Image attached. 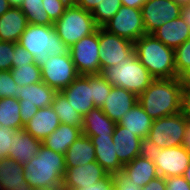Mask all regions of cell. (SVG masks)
I'll use <instances>...</instances> for the list:
<instances>
[{
	"label": "cell",
	"instance_id": "6da1fadb",
	"mask_svg": "<svg viewBox=\"0 0 190 190\" xmlns=\"http://www.w3.org/2000/svg\"><path fill=\"white\" fill-rule=\"evenodd\" d=\"M138 102L152 119L176 114L182 111V83L178 77L154 79Z\"/></svg>",
	"mask_w": 190,
	"mask_h": 190
},
{
	"label": "cell",
	"instance_id": "7a4b0ae2",
	"mask_svg": "<svg viewBox=\"0 0 190 190\" xmlns=\"http://www.w3.org/2000/svg\"><path fill=\"white\" fill-rule=\"evenodd\" d=\"M66 171L65 155L41 145L37 154L24 165V177L33 190L60 187Z\"/></svg>",
	"mask_w": 190,
	"mask_h": 190
},
{
	"label": "cell",
	"instance_id": "3957f363",
	"mask_svg": "<svg viewBox=\"0 0 190 190\" xmlns=\"http://www.w3.org/2000/svg\"><path fill=\"white\" fill-rule=\"evenodd\" d=\"M139 61L155 79L177 77L174 49L164 45L152 34H145L134 42Z\"/></svg>",
	"mask_w": 190,
	"mask_h": 190
},
{
	"label": "cell",
	"instance_id": "277c9868",
	"mask_svg": "<svg viewBox=\"0 0 190 190\" xmlns=\"http://www.w3.org/2000/svg\"><path fill=\"white\" fill-rule=\"evenodd\" d=\"M18 44L34 56V63L40 67L51 55L69 53V47L60 39L54 25L28 24Z\"/></svg>",
	"mask_w": 190,
	"mask_h": 190
},
{
	"label": "cell",
	"instance_id": "5b68a950",
	"mask_svg": "<svg viewBox=\"0 0 190 190\" xmlns=\"http://www.w3.org/2000/svg\"><path fill=\"white\" fill-rule=\"evenodd\" d=\"M101 75L113 86L122 87L137 96L155 79L139 61L135 51L117 66L106 67Z\"/></svg>",
	"mask_w": 190,
	"mask_h": 190
},
{
	"label": "cell",
	"instance_id": "8992f818",
	"mask_svg": "<svg viewBox=\"0 0 190 190\" xmlns=\"http://www.w3.org/2000/svg\"><path fill=\"white\" fill-rule=\"evenodd\" d=\"M54 27L68 47L99 28L91 12L78 6H68L64 14L54 23Z\"/></svg>",
	"mask_w": 190,
	"mask_h": 190
},
{
	"label": "cell",
	"instance_id": "52a82bcc",
	"mask_svg": "<svg viewBox=\"0 0 190 190\" xmlns=\"http://www.w3.org/2000/svg\"><path fill=\"white\" fill-rule=\"evenodd\" d=\"M188 118L183 111H180L154 119L147 137L160 149L182 146Z\"/></svg>",
	"mask_w": 190,
	"mask_h": 190
},
{
	"label": "cell",
	"instance_id": "ba28073f",
	"mask_svg": "<svg viewBox=\"0 0 190 190\" xmlns=\"http://www.w3.org/2000/svg\"><path fill=\"white\" fill-rule=\"evenodd\" d=\"M78 76L70 52L61 56L51 55L41 66L42 82L56 91L67 88Z\"/></svg>",
	"mask_w": 190,
	"mask_h": 190
},
{
	"label": "cell",
	"instance_id": "9c48e42d",
	"mask_svg": "<svg viewBox=\"0 0 190 190\" xmlns=\"http://www.w3.org/2000/svg\"><path fill=\"white\" fill-rule=\"evenodd\" d=\"M79 75L101 74L99 62V28L69 47Z\"/></svg>",
	"mask_w": 190,
	"mask_h": 190
},
{
	"label": "cell",
	"instance_id": "30bf717a",
	"mask_svg": "<svg viewBox=\"0 0 190 190\" xmlns=\"http://www.w3.org/2000/svg\"><path fill=\"white\" fill-rule=\"evenodd\" d=\"M102 28L132 42L146 34L141 9L123 5Z\"/></svg>",
	"mask_w": 190,
	"mask_h": 190
},
{
	"label": "cell",
	"instance_id": "8fae6325",
	"mask_svg": "<svg viewBox=\"0 0 190 190\" xmlns=\"http://www.w3.org/2000/svg\"><path fill=\"white\" fill-rule=\"evenodd\" d=\"M134 52V42L99 28V62L101 71L117 66Z\"/></svg>",
	"mask_w": 190,
	"mask_h": 190
},
{
	"label": "cell",
	"instance_id": "7c38bea8",
	"mask_svg": "<svg viewBox=\"0 0 190 190\" xmlns=\"http://www.w3.org/2000/svg\"><path fill=\"white\" fill-rule=\"evenodd\" d=\"M141 14L146 34H152L164 23L180 17L181 6L173 0H147Z\"/></svg>",
	"mask_w": 190,
	"mask_h": 190
},
{
	"label": "cell",
	"instance_id": "4fadbf2b",
	"mask_svg": "<svg viewBox=\"0 0 190 190\" xmlns=\"http://www.w3.org/2000/svg\"><path fill=\"white\" fill-rule=\"evenodd\" d=\"M153 162L159 176H183L190 164V153L183 146L163 148Z\"/></svg>",
	"mask_w": 190,
	"mask_h": 190
},
{
	"label": "cell",
	"instance_id": "5bb4252c",
	"mask_svg": "<svg viewBox=\"0 0 190 190\" xmlns=\"http://www.w3.org/2000/svg\"><path fill=\"white\" fill-rule=\"evenodd\" d=\"M109 175L96 161L66 167L62 185L72 189H82L83 186L93 185Z\"/></svg>",
	"mask_w": 190,
	"mask_h": 190
},
{
	"label": "cell",
	"instance_id": "9a60e30c",
	"mask_svg": "<svg viewBox=\"0 0 190 190\" xmlns=\"http://www.w3.org/2000/svg\"><path fill=\"white\" fill-rule=\"evenodd\" d=\"M61 92L66 96L71 106L82 116L95 107L92 86L89 83V75H79Z\"/></svg>",
	"mask_w": 190,
	"mask_h": 190
},
{
	"label": "cell",
	"instance_id": "2e32d148",
	"mask_svg": "<svg viewBox=\"0 0 190 190\" xmlns=\"http://www.w3.org/2000/svg\"><path fill=\"white\" fill-rule=\"evenodd\" d=\"M88 137L94 145L96 162L110 175L122 172L123 165L116 154L112 134Z\"/></svg>",
	"mask_w": 190,
	"mask_h": 190
},
{
	"label": "cell",
	"instance_id": "e0dca14e",
	"mask_svg": "<svg viewBox=\"0 0 190 190\" xmlns=\"http://www.w3.org/2000/svg\"><path fill=\"white\" fill-rule=\"evenodd\" d=\"M138 102V96L122 87H112L101 107L102 111L114 122L120 119Z\"/></svg>",
	"mask_w": 190,
	"mask_h": 190
},
{
	"label": "cell",
	"instance_id": "ac0fdd59",
	"mask_svg": "<svg viewBox=\"0 0 190 190\" xmlns=\"http://www.w3.org/2000/svg\"><path fill=\"white\" fill-rule=\"evenodd\" d=\"M112 137L116 154L122 165L130 163L139 156L141 138L133 132L117 123Z\"/></svg>",
	"mask_w": 190,
	"mask_h": 190
},
{
	"label": "cell",
	"instance_id": "d6986e66",
	"mask_svg": "<svg viewBox=\"0 0 190 190\" xmlns=\"http://www.w3.org/2000/svg\"><path fill=\"white\" fill-rule=\"evenodd\" d=\"M60 125L58 115L51 106L39 108L36 114L24 125V130L34 138L43 141Z\"/></svg>",
	"mask_w": 190,
	"mask_h": 190
},
{
	"label": "cell",
	"instance_id": "ffe728a7",
	"mask_svg": "<svg viewBox=\"0 0 190 190\" xmlns=\"http://www.w3.org/2000/svg\"><path fill=\"white\" fill-rule=\"evenodd\" d=\"M11 141L9 158L23 166L37 154L42 145V141L34 138L24 129L16 131Z\"/></svg>",
	"mask_w": 190,
	"mask_h": 190
},
{
	"label": "cell",
	"instance_id": "44dd1931",
	"mask_svg": "<svg viewBox=\"0 0 190 190\" xmlns=\"http://www.w3.org/2000/svg\"><path fill=\"white\" fill-rule=\"evenodd\" d=\"M27 25V17L21 9L10 7L0 17V41L18 43Z\"/></svg>",
	"mask_w": 190,
	"mask_h": 190
},
{
	"label": "cell",
	"instance_id": "7402d4cb",
	"mask_svg": "<svg viewBox=\"0 0 190 190\" xmlns=\"http://www.w3.org/2000/svg\"><path fill=\"white\" fill-rule=\"evenodd\" d=\"M24 166L5 157L0 159V190H33L24 177Z\"/></svg>",
	"mask_w": 190,
	"mask_h": 190
},
{
	"label": "cell",
	"instance_id": "603a6c76",
	"mask_svg": "<svg viewBox=\"0 0 190 190\" xmlns=\"http://www.w3.org/2000/svg\"><path fill=\"white\" fill-rule=\"evenodd\" d=\"M152 35L164 45L175 49L190 38V28L180 17L164 23Z\"/></svg>",
	"mask_w": 190,
	"mask_h": 190
},
{
	"label": "cell",
	"instance_id": "cb8c5ba5",
	"mask_svg": "<svg viewBox=\"0 0 190 190\" xmlns=\"http://www.w3.org/2000/svg\"><path fill=\"white\" fill-rule=\"evenodd\" d=\"M56 90L44 82L20 86L19 104H35L38 108L49 107L53 103Z\"/></svg>",
	"mask_w": 190,
	"mask_h": 190
},
{
	"label": "cell",
	"instance_id": "d4e9b609",
	"mask_svg": "<svg viewBox=\"0 0 190 190\" xmlns=\"http://www.w3.org/2000/svg\"><path fill=\"white\" fill-rule=\"evenodd\" d=\"M116 124L100 107H94L83 116L81 130L85 136H103L113 134Z\"/></svg>",
	"mask_w": 190,
	"mask_h": 190
},
{
	"label": "cell",
	"instance_id": "484cf974",
	"mask_svg": "<svg viewBox=\"0 0 190 190\" xmlns=\"http://www.w3.org/2000/svg\"><path fill=\"white\" fill-rule=\"evenodd\" d=\"M122 173L140 188L159 176L154 162L140 156L123 165Z\"/></svg>",
	"mask_w": 190,
	"mask_h": 190
},
{
	"label": "cell",
	"instance_id": "4316f807",
	"mask_svg": "<svg viewBox=\"0 0 190 190\" xmlns=\"http://www.w3.org/2000/svg\"><path fill=\"white\" fill-rule=\"evenodd\" d=\"M81 134L80 127L60 123L57 129L42 141V144L57 153L65 155L68 148Z\"/></svg>",
	"mask_w": 190,
	"mask_h": 190
},
{
	"label": "cell",
	"instance_id": "83f0119b",
	"mask_svg": "<svg viewBox=\"0 0 190 190\" xmlns=\"http://www.w3.org/2000/svg\"><path fill=\"white\" fill-rule=\"evenodd\" d=\"M94 145L90 137L81 134L65 153L66 167H76L96 161Z\"/></svg>",
	"mask_w": 190,
	"mask_h": 190
},
{
	"label": "cell",
	"instance_id": "f1b7e54d",
	"mask_svg": "<svg viewBox=\"0 0 190 190\" xmlns=\"http://www.w3.org/2000/svg\"><path fill=\"white\" fill-rule=\"evenodd\" d=\"M153 120L137 102L121 119L118 124L127 128L138 137L148 136Z\"/></svg>",
	"mask_w": 190,
	"mask_h": 190
},
{
	"label": "cell",
	"instance_id": "f546056e",
	"mask_svg": "<svg viewBox=\"0 0 190 190\" xmlns=\"http://www.w3.org/2000/svg\"><path fill=\"white\" fill-rule=\"evenodd\" d=\"M51 107L58 115L60 123L82 128L83 116L71 106L61 91L56 92Z\"/></svg>",
	"mask_w": 190,
	"mask_h": 190
},
{
	"label": "cell",
	"instance_id": "4dcf8cb0",
	"mask_svg": "<svg viewBox=\"0 0 190 190\" xmlns=\"http://www.w3.org/2000/svg\"><path fill=\"white\" fill-rule=\"evenodd\" d=\"M0 126L9 127L17 131L24 128L18 99L14 97L0 99Z\"/></svg>",
	"mask_w": 190,
	"mask_h": 190
},
{
	"label": "cell",
	"instance_id": "1f68e13d",
	"mask_svg": "<svg viewBox=\"0 0 190 190\" xmlns=\"http://www.w3.org/2000/svg\"><path fill=\"white\" fill-rule=\"evenodd\" d=\"M19 8L27 17L28 24L54 25L43 7L42 0H23Z\"/></svg>",
	"mask_w": 190,
	"mask_h": 190
},
{
	"label": "cell",
	"instance_id": "d6a6232c",
	"mask_svg": "<svg viewBox=\"0 0 190 190\" xmlns=\"http://www.w3.org/2000/svg\"><path fill=\"white\" fill-rule=\"evenodd\" d=\"M14 81L19 86L42 82L41 67L35 63L18 65L10 70Z\"/></svg>",
	"mask_w": 190,
	"mask_h": 190
},
{
	"label": "cell",
	"instance_id": "836d02e7",
	"mask_svg": "<svg viewBox=\"0 0 190 190\" xmlns=\"http://www.w3.org/2000/svg\"><path fill=\"white\" fill-rule=\"evenodd\" d=\"M120 0H103L91 12L99 28H102L121 8Z\"/></svg>",
	"mask_w": 190,
	"mask_h": 190
},
{
	"label": "cell",
	"instance_id": "e575fe53",
	"mask_svg": "<svg viewBox=\"0 0 190 190\" xmlns=\"http://www.w3.org/2000/svg\"><path fill=\"white\" fill-rule=\"evenodd\" d=\"M89 83L92 86L93 103L95 107L101 108L113 86L101 74L89 75Z\"/></svg>",
	"mask_w": 190,
	"mask_h": 190
},
{
	"label": "cell",
	"instance_id": "d590c367",
	"mask_svg": "<svg viewBox=\"0 0 190 190\" xmlns=\"http://www.w3.org/2000/svg\"><path fill=\"white\" fill-rule=\"evenodd\" d=\"M20 86L16 84L10 71H0V99L14 97L18 99Z\"/></svg>",
	"mask_w": 190,
	"mask_h": 190
},
{
	"label": "cell",
	"instance_id": "8d00e7d4",
	"mask_svg": "<svg viewBox=\"0 0 190 190\" xmlns=\"http://www.w3.org/2000/svg\"><path fill=\"white\" fill-rule=\"evenodd\" d=\"M177 77L190 65V38L174 49Z\"/></svg>",
	"mask_w": 190,
	"mask_h": 190
},
{
	"label": "cell",
	"instance_id": "74e56055",
	"mask_svg": "<svg viewBox=\"0 0 190 190\" xmlns=\"http://www.w3.org/2000/svg\"><path fill=\"white\" fill-rule=\"evenodd\" d=\"M17 43L0 41V71H10Z\"/></svg>",
	"mask_w": 190,
	"mask_h": 190
},
{
	"label": "cell",
	"instance_id": "f35d334b",
	"mask_svg": "<svg viewBox=\"0 0 190 190\" xmlns=\"http://www.w3.org/2000/svg\"><path fill=\"white\" fill-rule=\"evenodd\" d=\"M50 20L55 23L65 12L68 5L63 0H42Z\"/></svg>",
	"mask_w": 190,
	"mask_h": 190
},
{
	"label": "cell",
	"instance_id": "ab89813d",
	"mask_svg": "<svg viewBox=\"0 0 190 190\" xmlns=\"http://www.w3.org/2000/svg\"><path fill=\"white\" fill-rule=\"evenodd\" d=\"M17 130L0 126V159L9 157V149L11 148V138Z\"/></svg>",
	"mask_w": 190,
	"mask_h": 190
},
{
	"label": "cell",
	"instance_id": "60d3db41",
	"mask_svg": "<svg viewBox=\"0 0 190 190\" xmlns=\"http://www.w3.org/2000/svg\"><path fill=\"white\" fill-rule=\"evenodd\" d=\"M160 152V148L148 137L142 138L139 149V156L154 161Z\"/></svg>",
	"mask_w": 190,
	"mask_h": 190
},
{
	"label": "cell",
	"instance_id": "b9f144b4",
	"mask_svg": "<svg viewBox=\"0 0 190 190\" xmlns=\"http://www.w3.org/2000/svg\"><path fill=\"white\" fill-rule=\"evenodd\" d=\"M34 63V56L24 49L20 44L15 45L14 60L12 61V68L18 65H25Z\"/></svg>",
	"mask_w": 190,
	"mask_h": 190
},
{
	"label": "cell",
	"instance_id": "7bdbcfd3",
	"mask_svg": "<svg viewBox=\"0 0 190 190\" xmlns=\"http://www.w3.org/2000/svg\"><path fill=\"white\" fill-rule=\"evenodd\" d=\"M166 190H190V184L183 176L165 178Z\"/></svg>",
	"mask_w": 190,
	"mask_h": 190
},
{
	"label": "cell",
	"instance_id": "ee69618b",
	"mask_svg": "<svg viewBox=\"0 0 190 190\" xmlns=\"http://www.w3.org/2000/svg\"><path fill=\"white\" fill-rule=\"evenodd\" d=\"M114 185L119 190H141L137 184L127 178L122 172L115 175Z\"/></svg>",
	"mask_w": 190,
	"mask_h": 190
},
{
	"label": "cell",
	"instance_id": "f6af8a7d",
	"mask_svg": "<svg viewBox=\"0 0 190 190\" xmlns=\"http://www.w3.org/2000/svg\"><path fill=\"white\" fill-rule=\"evenodd\" d=\"M115 182V175H108L101 181L96 182L95 184H91L89 186H83L82 189L76 190H109Z\"/></svg>",
	"mask_w": 190,
	"mask_h": 190
},
{
	"label": "cell",
	"instance_id": "bcb514c9",
	"mask_svg": "<svg viewBox=\"0 0 190 190\" xmlns=\"http://www.w3.org/2000/svg\"><path fill=\"white\" fill-rule=\"evenodd\" d=\"M39 110V108L33 104H20V115L22 124L25 125Z\"/></svg>",
	"mask_w": 190,
	"mask_h": 190
},
{
	"label": "cell",
	"instance_id": "7dc6e473",
	"mask_svg": "<svg viewBox=\"0 0 190 190\" xmlns=\"http://www.w3.org/2000/svg\"><path fill=\"white\" fill-rule=\"evenodd\" d=\"M182 83V111L190 118V82Z\"/></svg>",
	"mask_w": 190,
	"mask_h": 190
},
{
	"label": "cell",
	"instance_id": "c3c4849f",
	"mask_svg": "<svg viewBox=\"0 0 190 190\" xmlns=\"http://www.w3.org/2000/svg\"><path fill=\"white\" fill-rule=\"evenodd\" d=\"M141 190H166L165 178L157 176L142 187Z\"/></svg>",
	"mask_w": 190,
	"mask_h": 190
},
{
	"label": "cell",
	"instance_id": "681fc988",
	"mask_svg": "<svg viewBox=\"0 0 190 190\" xmlns=\"http://www.w3.org/2000/svg\"><path fill=\"white\" fill-rule=\"evenodd\" d=\"M103 0H79L78 7L83 8L86 11L92 12L93 9L98 5V3L102 2Z\"/></svg>",
	"mask_w": 190,
	"mask_h": 190
},
{
	"label": "cell",
	"instance_id": "f907efd6",
	"mask_svg": "<svg viewBox=\"0 0 190 190\" xmlns=\"http://www.w3.org/2000/svg\"><path fill=\"white\" fill-rule=\"evenodd\" d=\"M182 146L190 153V118L187 119Z\"/></svg>",
	"mask_w": 190,
	"mask_h": 190
},
{
	"label": "cell",
	"instance_id": "816d5d0a",
	"mask_svg": "<svg viewBox=\"0 0 190 190\" xmlns=\"http://www.w3.org/2000/svg\"><path fill=\"white\" fill-rule=\"evenodd\" d=\"M120 1L123 6L141 9L143 4L147 0H120Z\"/></svg>",
	"mask_w": 190,
	"mask_h": 190
},
{
	"label": "cell",
	"instance_id": "f5cc1de1",
	"mask_svg": "<svg viewBox=\"0 0 190 190\" xmlns=\"http://www.w3.org/2000/svg\"><path fill=\"white\" fill-rule=\"evenodd\" d=\"M180 16L190 28V4L181 6Z\"/></svg>",
	"mask_w": 190,
	"mask_h": 190
},
{
	"label": "cell",
	"instance_id": "db71d44e",
	"mask_svg": "<svg viewBox=\"0 0 190 190\" xmlns=\"http://www.w3.org/2000/svg\"><path fill=\"white\" fill-rule=\"evenodd\" d=\"M180 82H190V65L178 76Z\"/></svg>",
	"mask_w": 190,
	"mask_h": 190
},
{
	"label": "cell",
	"instance_id": "11a10c76",
	"mask_svg": "<svg viewBox=\"0 0 190 190\" xmlns=\"http://www.w3.org/2000/svg\"><path fill=\"white\" fill-rule=\"evenodd\" d=\"M10 8L7 0H0V17Z\"/></svg>",
	"mask_w": 190,
	"mask_h": 190
},
{
	"label": "cell",
	"instance_id": "9f6ffc18",
	"mask_svg": "<svg viewBox=\"0 0 190 190\" xmlns=\"http://www.w3.org/2000/svg\"><path fill=\"white\" fill-rule=\"evenodd\" d=\"M10 7H20L23 0H7Z\"/></svg>",
	"mask_w": 190,
	"mask_h": 190
},
{
	"label": "cell",
	"instance_id": "6f0895ef",
	"mask_svg": "<svg viewBox=\"0 0 190 190\" xmlns=\"http://www.w3.org/2000/svg\"><path fill=\"white\" fill-rule=\"evenodd\" d=\"M183 177L185 178L186 181L189 182L190 184V164L187 167V169L184 171Z\"/></svg>",
	"mask_w": 190,
	"mask_h": 190
},
{
	"label": "cell",
	"instance_id": "680465c9",
	"mask_svg": "<svg viewBox=\"0 0 190 190\" xmlns=\"http://www.w3.org/2000/svg\"><path fill=\"white\" fill-rule=\"evenodd\" d=\"M68 6H78L79 0H63Z\"/></svg>",
	"mask_w": 190,
	"mask_h": 190
},
{
	"label": "cell",
	"instance_id": "91938a15",
	"mask_svg": "<svg viewBox=\"0 0 190 190\" xmlns=\"http://www.w3.org/2000/svg\"><path fill=\"white\" fill-rule=\"evenodd\" d=\"M173 1L179 4L180 6L189 4V0H173Z\"/></svg>",
	"mask_w": 190,
	"mask_h": 190
},
{
	"label": "cell",
	"instance_id": "94428289",
	"mask_svg": "<svg viewBox=\"0 0 190 190\" xmlns=\"http://www.w3.org/2000/svg\"><path fill=\"white\" fill-rule=\"evenodd\" d=\"M36 190H59V187H45V188H40V189H36Z\"/></svg>",
	"mask_w": 190,
	"mask_h": 190
},
{
	"label": "cell",
	"instance_id": "6125c7cd",
	"mask_svg": "<svg viewBox=\"0 0 190 190\" xmlns=\"http://www.w3.org/2000/svg\"><path fill=\"white\" fill-rule=\"evenodd\" d=\"M59 190H76V189L68 188V187H66V186L61 185V186L59 187Z\"/></svg>",
	"mask_w": 190,
	"mask_h": 190
},
{
	"label": "cell",
	"instance_id": "be15d7a7",
	"mask_svg": "<svg viewBox=\"0 0 190 190\" xmlns=\"http://www.w3.org/2000/svg\"><path fill=\"white\" fill-rule=\"evenodd\" d=\"M109 190H119V189L113 184Z\"/></svg>",
	"mask_w": 190,
	"mask_h": 190
}]
</instances>
